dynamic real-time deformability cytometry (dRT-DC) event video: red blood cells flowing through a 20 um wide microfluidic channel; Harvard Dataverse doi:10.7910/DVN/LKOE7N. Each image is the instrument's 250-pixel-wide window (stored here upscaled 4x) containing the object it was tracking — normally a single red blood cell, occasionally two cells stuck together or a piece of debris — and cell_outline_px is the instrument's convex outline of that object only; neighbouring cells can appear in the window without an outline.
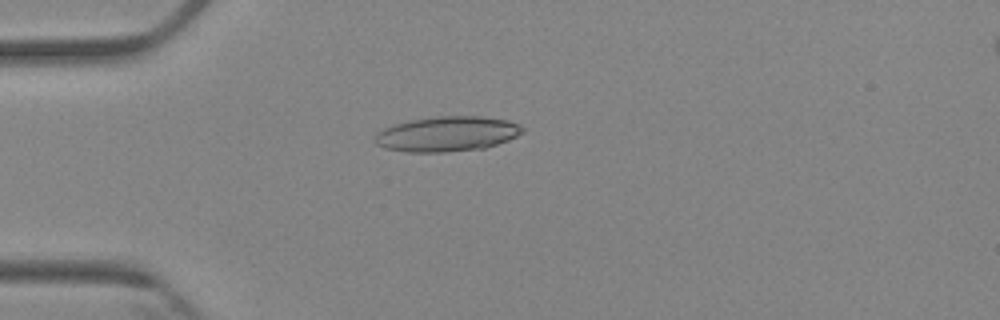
{"species": "Egyptian fruit bat (a non-hibernating species)", "species_latin": "Rousettus aegyptiacus", "temperature_condition": "cold", "stored_images_in_passage": 4, "camera_frame_rate_fps": 3000, "um_per_image_px": 0.085, "animal": {"sex": "female"}, "frame": {"image": 1, "passage_image": 1, "time_ms": 0.0, "image_size_px": [1000, 320], "cell_outline_px": [[524, 132], [508, 140], [484, 148], [444, 152], [408, 152], [384, 148], [376, 144], [376, 132], [392, 124], [408, 120], [436, 116], [480, 116], [508, 120], [520, 124], [524, 128]], "centroid_in_image_um": [38.0, 11.37], "position_along_channel_um": 47.0, "area_um2": 30.29}}
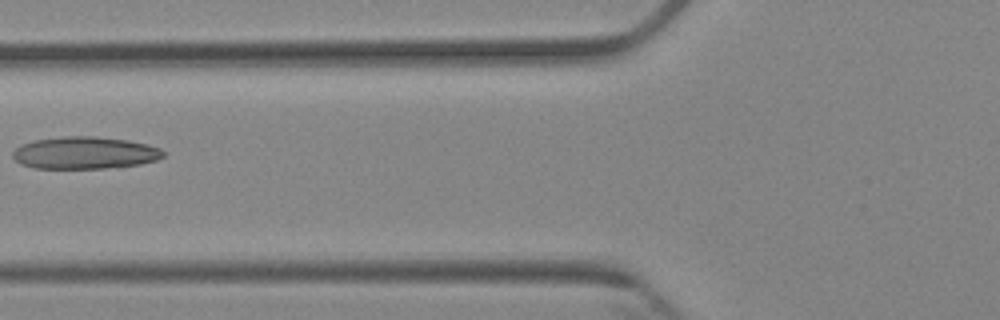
{"frame": {"image": 2, "passage_image": 3, "time_ms": 2.333, "image_size_px": [1000, 320], "cell_outline_px": [[164, 156], [156, 160], [140, 164], [104, 168], [36, 168], [20, 164], [12, 156], [12, 152], [16, 148], [24, 144], [36, 140], [64, 136], [96, 136], [128, 140], [148, 144], [160, 148], [164, 152]], "centroid_in_image_um": [7.22, 12.99], "position_along_channel_um": 118.6, "area_um2": 28.15}}
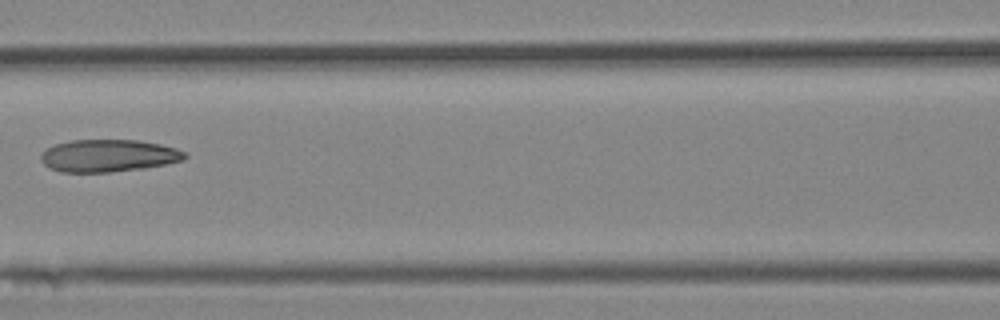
{"frame": {"image": 3, "passage_image": 4, "time_ms": 3.333, "image_size_px": [1000, 320], "cell_outline_px": [[188, 156], [184, 160], [144, 168], [108, 172], [60, 172], [48, 168], [40, 160], [40, 156], [48, 148], [56, 144], [72, 140], [136, 140], [160, 144], [176, 148], [188, 152]], "centroid_in_image_um": [9.23, 13.23], "position_along_channel_um": 157.4, "area_um2": 27.17}}